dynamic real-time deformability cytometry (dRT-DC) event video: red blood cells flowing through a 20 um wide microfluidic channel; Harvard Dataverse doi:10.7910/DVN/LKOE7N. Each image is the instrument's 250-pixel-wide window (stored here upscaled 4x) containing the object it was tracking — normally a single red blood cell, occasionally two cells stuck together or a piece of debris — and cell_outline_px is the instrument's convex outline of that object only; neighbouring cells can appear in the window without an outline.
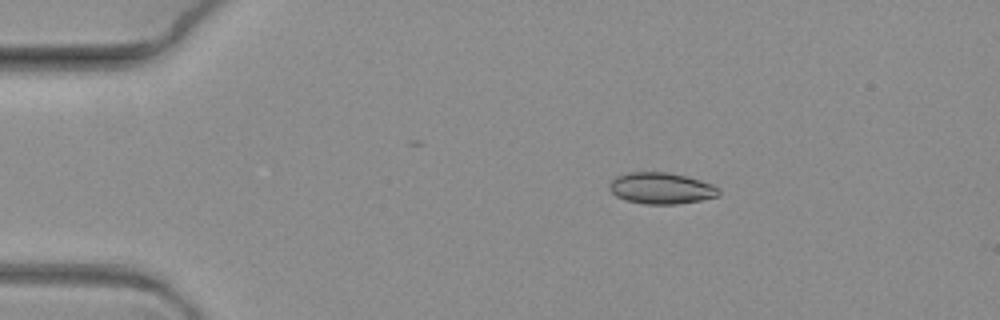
{"species": "common noctule bat (a hibernating species)", "species_latin": "Nyctalus noctula", "temperature_condition": "warm", "stored_images_in_passage": 6, "camera_frame_rate_fps": 3000, "um_per_image_px": 0.085, "animal": {"sex": "female", "body_mass_g": 19.3, "forearm_length_mm": 54.1}, "frame": {"image": 1, "passage_image": 3, "time_ms": 0.667, "image_size_px": [1000, 320], "cell_outline_px": [[720, 192], [716, 196], [700, 200], [676, 204], [644, 204], [624, 200], [616, 196], [608, 188], [608, 184], [616, 176], [628, 172], [668, 172], [700, 180], [712, 184], [720, 188]], "centroid_in_image_um": [56.16, 16.0], "position_along_channel_um": 28.8, "area_um2": 20.0}}
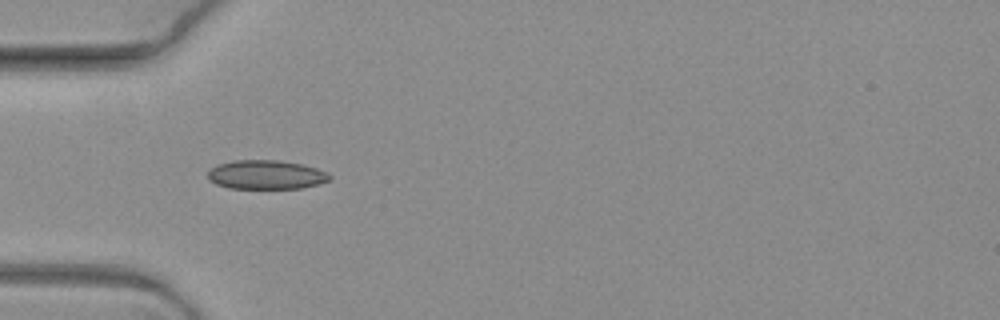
{"frame": {"image": 2, "passage_image": 5, "time_ms": 1.333, "image_size_px": [1000, 320], "cell_outline_px": [[332, 176], [328, 180], [316, 184], [300, 188], [228, 188], [216, 184], [208, 180], [208, 168], [216, 164], [232, 160], [280, 160], [304, 164], [328, 172]], "centroid_in_image_um": [22.57, 14.83], "position_along_channel_um": 62.4, "area_um2": 20.81}}
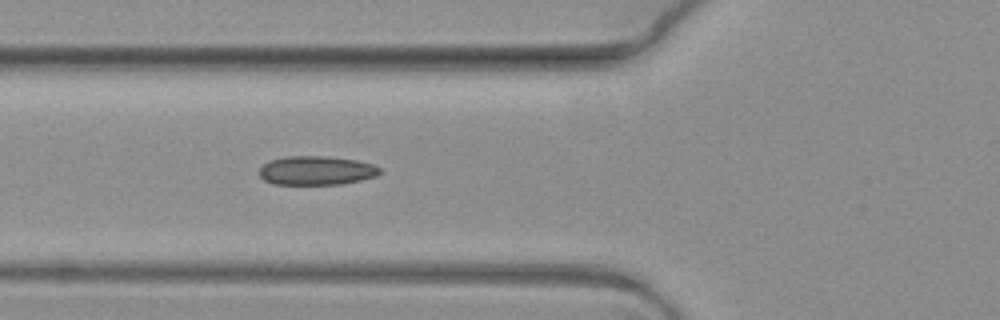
{"frame": {"image": 3, "passage_image": 6, "time_ms": 1.667, "image_size_px": [1000, 320], "cell_outline_px": [[380, 172], [376, 176], [344, 184], [272, 184], [264, 180], [260, 176], [260, 168], [268, 160], [284, 156], [328, 156], [356, 160], [372, 164], [380, 168]], "centroid_in_image_um": [26.87, 14.49], "position_along_channel_um": 98.9, "area_um2": 20.4}}